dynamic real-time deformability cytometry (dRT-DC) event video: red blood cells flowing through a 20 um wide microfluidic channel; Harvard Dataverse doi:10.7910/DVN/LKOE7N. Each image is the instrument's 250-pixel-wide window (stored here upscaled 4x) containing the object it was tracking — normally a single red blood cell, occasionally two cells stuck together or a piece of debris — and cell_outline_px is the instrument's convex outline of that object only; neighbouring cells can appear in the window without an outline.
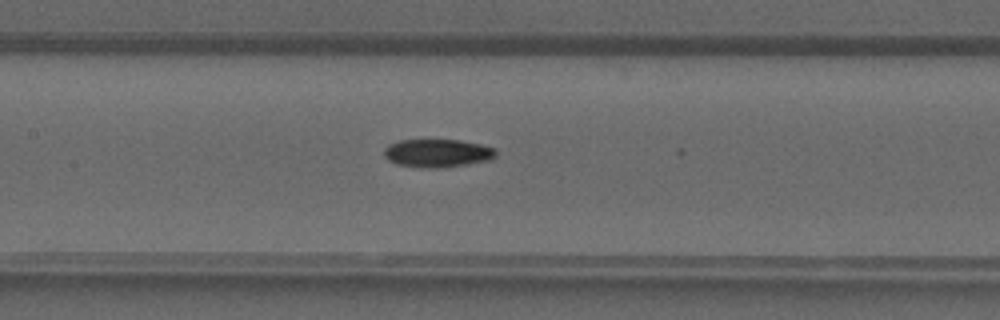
{"species": "common noctule bat (a hibernating species)", "species_latin": "Nyctalus noctula", "temperature_condition": "warm", "stored_images_in_passage": 33, "camera_frame_rate_fps": 3000, "um_per_image_px": 0.085, "animal": {"sex": "male", "forearm_length_mm": 52.5}, "frame": {"image": 1, "passage_image": 20, "time_ms": 6.333, "image_size_px": [1000, 320], "cell_outline_px": [[496, 156], [492, 160], [444, 168], [420, 168], [396, 164], [388, 160], [384, 156], [384, 148], [388, 144], [400, 140], [460, 140], [480, 144], [496, 148]], "centroid_in_image_um": [37.19, 13.03], "position_along_channel_um": 170.2, "area_um2": 18.67}}
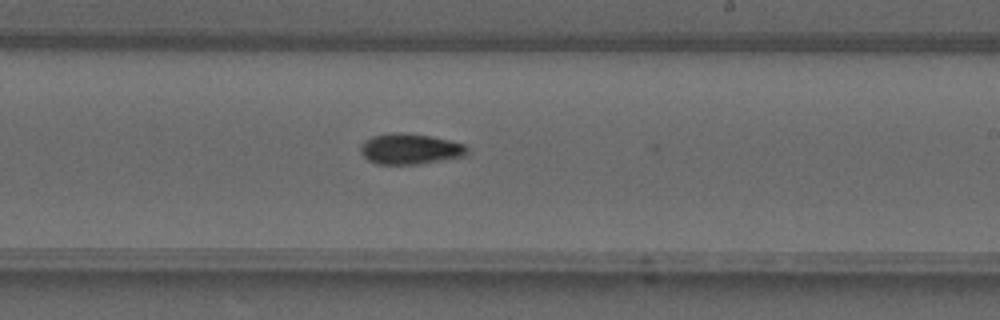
{"frame": {"image": 2, "passage_image": 25, "time_ms": 8.0, "image_size_px": [1000, 320], "cell_outline_px": [[468, 156], [420, 164], [376, 164], [368, 160], [360, 152], [360, 148], [364, 140], [372, 136], [396, 132], [400, 132], [428, 136], [448, 140], [464, 144], [468, 148]], "centroid_in_image_um": [34.87, 12.67], "position_along_channel_um": 254.1, "area_um2": 19.13}}
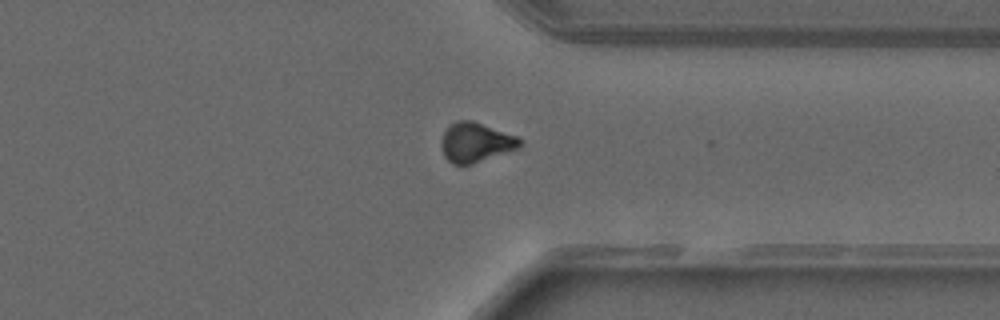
{"frame": {"image": 3, "passage_image": 32, "time_ms": 10.333, "image_size_px": [1000, 320], "cell_outline_px": [[524, 140], [520, 148], [472, 164], [452, 164], [444, 156], [440, 144], [444, 132], [456, 120], [472, 120], [516, 136]], "centroid_in_image_um": [40.45, 12.11], "position_along_channel_um": 370.9, "area_um2": 18.09}}